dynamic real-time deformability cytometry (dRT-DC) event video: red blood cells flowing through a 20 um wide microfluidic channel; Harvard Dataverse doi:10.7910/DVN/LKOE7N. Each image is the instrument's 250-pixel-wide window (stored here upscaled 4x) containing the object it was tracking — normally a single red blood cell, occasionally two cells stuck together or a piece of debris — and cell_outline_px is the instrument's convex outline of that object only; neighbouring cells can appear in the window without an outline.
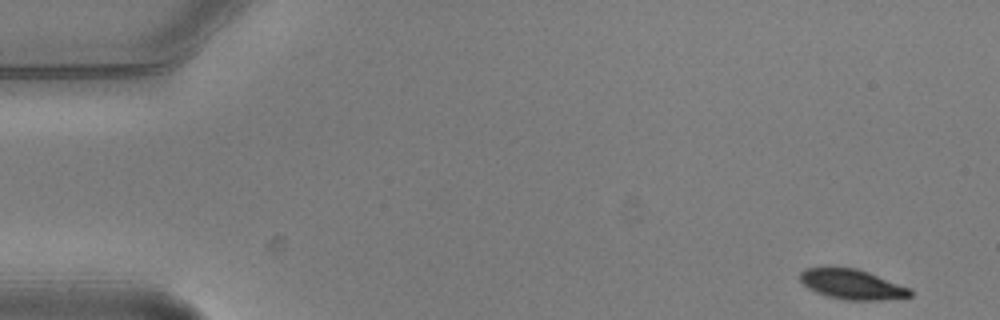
{"species": "common noctule bat (a hibernating species)", "species_latin": "Nyctalus noctula", "temperature_condition": "warm", "stored_images_in_passage": 6, "camera_frame_rate_fps": 3000, "um_per_image_px": 0.085, "animal": {"sex": "male", "body_mass_g": 20.5, "forearm_length_mm": 52.5}, "frame": {"image": 1, "passage_image": 1, "time_ms": 0.0, "image_size_px": [1000, 320], "cell_outline_px": [[912, 296], [880, 300], [844, 300], [828, 296], [816, 292], [808, 288], [800, 280], [800, 272], [804, 268], [856, 268], [868, 272], [912, 288]], "centroid_in_image_um": [72.45, 24.17], "position_along_channel_um": 12.6, "area_um2": 19.13}}
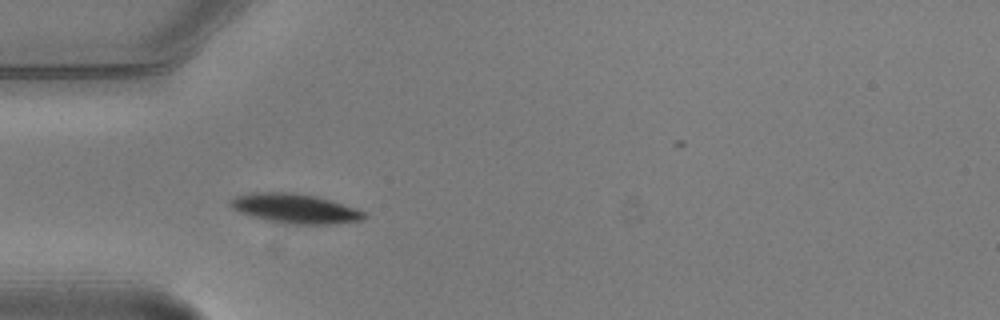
{"frame": {"image": 2, "passage_image": 5, "time_ms": 1.333, "image_size_px": [1000, 320], "cell_outline_px": [[368, 216], [364, 220], [332, 224], [284, 224], [252, 216], [240, 212], [232, 208], [228, 204], [228, 200], [236, 196], [252, 192], [292, 192], [316, 196], [356, 208], [364, 212]], "centroid_in_image_um": [25.07, 17.72], "position_along_channel_um": 59.9, "area_um2": 23.12}}
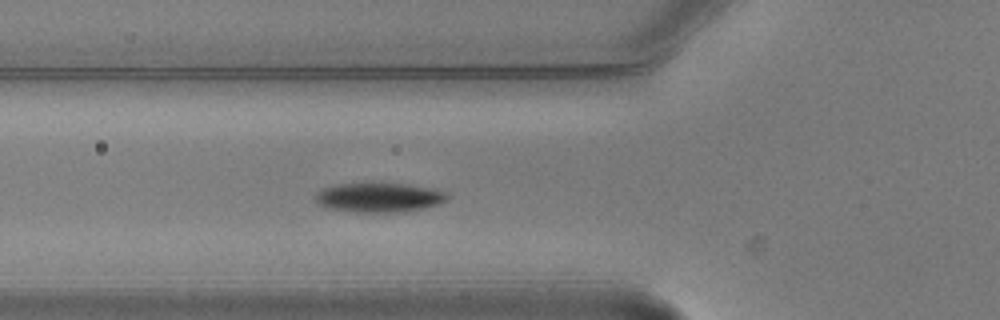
{"frame": {"image": 3, "passage_image": 6, "time_ms": 1.667, "image_size_px": [1000, 320], "cell_outline_px": [[448, 200], [440, 204], [400, 212], [356, 212], [324, 208], [316, 200], [316, 196], [324, 188], [340, 184], [404, 184], [436, 188], [448, 192]], "centroid_in_image_um": [32.29, 16.79], "position_along_channel_um": 93.5, "area_um2": 22.37}}